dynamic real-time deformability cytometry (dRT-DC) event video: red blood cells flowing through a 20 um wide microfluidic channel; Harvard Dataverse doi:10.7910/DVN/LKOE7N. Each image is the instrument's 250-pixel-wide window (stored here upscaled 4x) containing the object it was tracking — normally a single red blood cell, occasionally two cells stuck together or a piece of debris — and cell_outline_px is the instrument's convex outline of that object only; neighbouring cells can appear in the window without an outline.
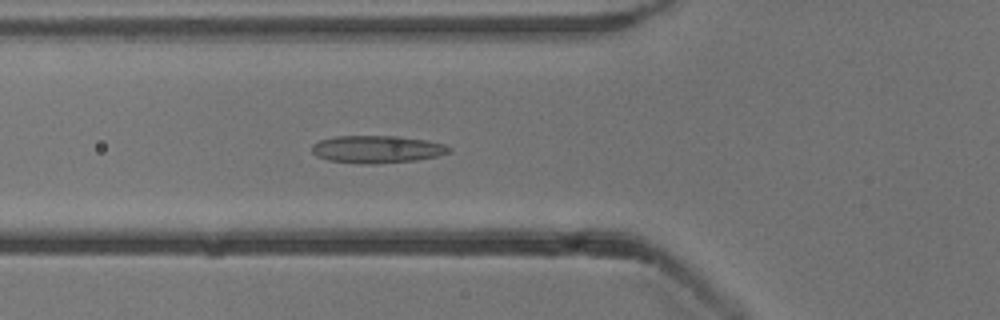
{"species": "common noctule bat (a hibernating species)", "species_latin": "Nyctalus noctula", "temperature_condition": "cold", "stored_images_in_passage": 54, "camera_frame_rate_fps": 3000, "um_per_image_px": 0.085, "animal": {"sex": "male", "body_mass_g": 13.3}, "frame": {"image": 1, "passage_image": 20, "time_ms": 6.333, "image_size_px": [1000, 320], "cell_outline_px": [[452, 152], [436, 156], [416, 160], [376, 164], [360, 164], [328, 160], [316, 156], [312, 152], [312, 144], [320, 140], [336, 136], [396, 136], [428, 140], [444, 144], [452, 148]], "centroid_in_image_um": [32.05, 12.69], "position_along_channel_um": 93.7, "area_um2": 22.14}}
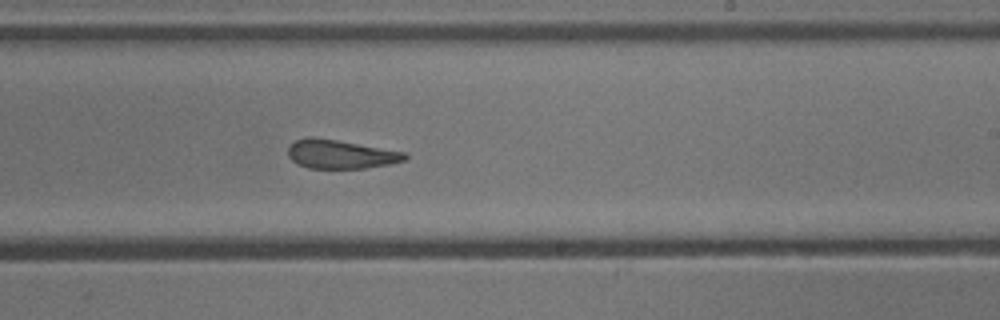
{"frame": {"image": 2, "passage_image": 33, "time_ms": 10.667, "image_size_px": [1000, 320], "cell_outline_px": [[408, 156], [404, 160], [392, 164], [364, 168], [308, 168], [292, 160], [288, 156], [288, 148], [296, 140], [308, 136], [312, 136], [408, 152]], "centroid_in_image_um": [28.98, 13.1], "position_along_channel_um": 260.0, "area_um2": 19.59}}
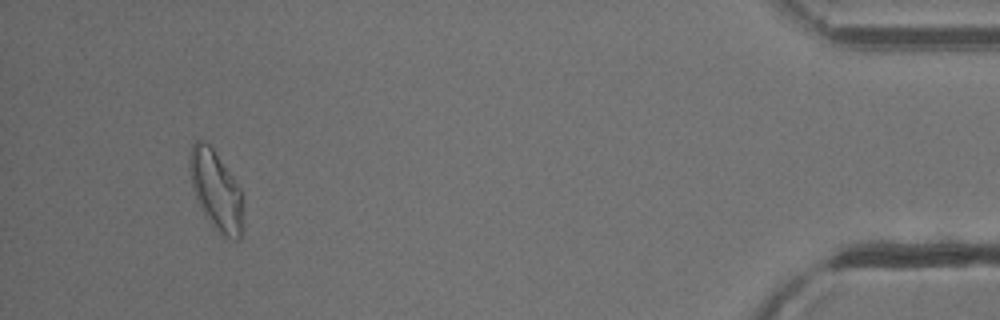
{"frame": {"image": 3, "passage_image": 51, "time_ms": 16.667, "image_size_px": [1000, 320], "cell_outline_px": [[244, 200], [240, 240], [236, 240], [220, 236], [204, 216], [200, 208], [192, 188], [188, 168], [188, 160], [192, 144], [196, 140], [200, 140], [208, 144], [212, 148], [232, 176], [240, 188]], "centroid_in_image_um": [18.35, 16.23], "position_along_channel_um": 416.9, "area_um2": 25.14}, "authors_computed_cell_mechanics": {"area_um2": 21.9929, "velocity_mm_per_s": 3.8262, "shape_relaxation_time_tau1_ms": null, "shape_relaxation_time_tau2_ms": 2.015, "deformation_change_tau1": null, "deformation_change_tau2": 0.1079}}